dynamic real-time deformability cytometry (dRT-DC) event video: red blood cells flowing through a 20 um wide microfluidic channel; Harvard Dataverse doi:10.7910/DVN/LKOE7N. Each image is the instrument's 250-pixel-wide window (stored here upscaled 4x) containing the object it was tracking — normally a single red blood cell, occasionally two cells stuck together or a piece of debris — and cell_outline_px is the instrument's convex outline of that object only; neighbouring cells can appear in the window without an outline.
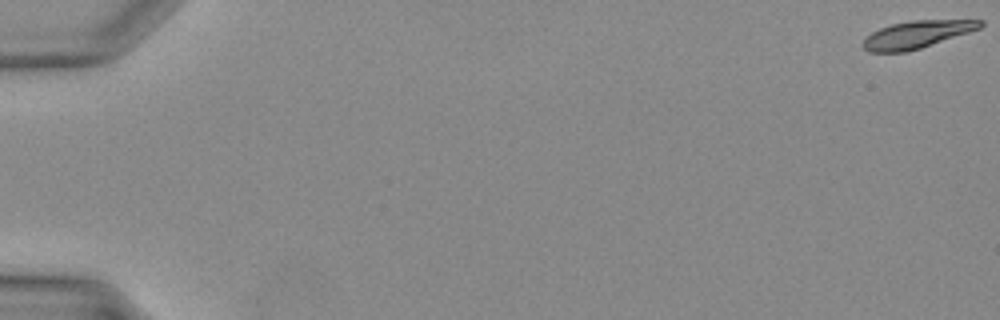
{"species": "Egyptian fruit bat (a non-hibernating species)", "species_latin": "Rousettus aegyptiacus", "temperature_condition": "warm", "stored_images_in_passage": 14, "camera_frame_rate_fps": 3000, "um_per_image_px": 0.085, "animal": {"sex": "female"}, "frame": {"image": 1, "passage_image": 1, "time_ms": 0.0, "image_size_px": [1000, 320], "cell_outline_px": [[984, 24], [980, 28], [920, 48], [904, 52], [868, 52], [864, 48], [864, 40], [872, 32], [880, 28], [892, 24], [912, 20], [984, 20]], "centroid_in_image_um": [77.93, 2.92], "position_along_channel_um": 7.1, "area_um2": 18.32}}
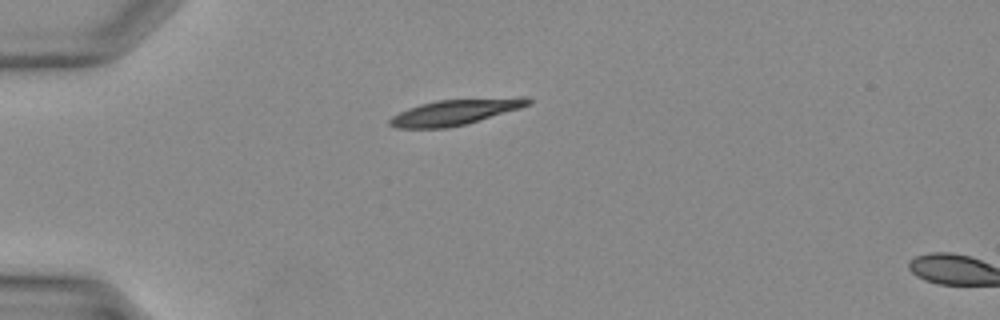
{"frame": {"image": 2, "passage_image": 12, "time_ms": 3.667, "image_size_px": [1000, 320], "cell_outline_px": [[532, 100], [528, 104], [520, 108], [464, 124], [444, 128], [396, 128], [388, 124], [388, 120], [392, 116], [408, 108], [420, 104], [436, 100]], "centroid_in_image_um": [38.4, 9.59], "position_along_channel_um": 46.6, "area_um2": 19.19}}